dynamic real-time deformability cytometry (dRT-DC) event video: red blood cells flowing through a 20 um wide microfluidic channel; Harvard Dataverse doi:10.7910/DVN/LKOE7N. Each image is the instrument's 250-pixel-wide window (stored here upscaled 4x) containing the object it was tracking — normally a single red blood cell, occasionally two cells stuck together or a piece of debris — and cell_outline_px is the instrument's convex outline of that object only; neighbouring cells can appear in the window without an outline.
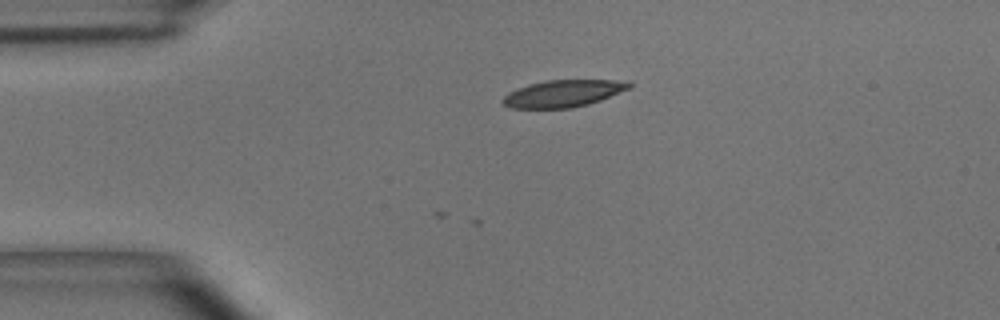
{"species": "common noctule bat (a hibernating species)", "species_latin": "Nyctalus noctula", "temperature_condition": "room temperature", "stored_images_in_passage": 2, "camera_frame_rate_fps": 3000, "um_per_image_px": 0.085, "animal": {"sex": "male", "body_mass_g": 15.6}, "frame": {"image": 1, "passage_image": 2, "time_ms": 0.333, "image_size_px": [1000, 320], "cell_outline_px": [[632, 88], [600, 100], [588, 104], [572, 108], [512, 108], [504, 104], [500, 100], [508, 92], [516, 88], [528, 84], [548, 80], [612, 80], [632, 84]], "centroid_in_image_um": [47.83, 7.95], "position_along_channel_um": 37.2, "area_um2": 19.83}}